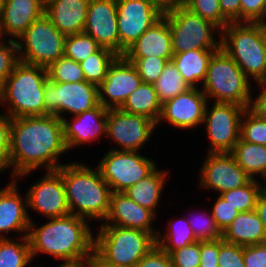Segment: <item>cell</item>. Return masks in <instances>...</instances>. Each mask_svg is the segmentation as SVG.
I'll list each match as a JSON object with an SVG mask.
<instances>
[{
  "mask_svg": "<svg viewBox=\"0 0 266 267\" xmlns=\"http://www.w3.org/2000/svg\"><path fill=\"white\" fill-rule=\"evenodd\" d=\"M68 151L62 119L54 115L12 118L10 130V172L22 179L42 167L57 170L59 157Z\"/></svg>",
  "mask_w": 266,
  "mask_h": 267,
  "instance_id": "1",
  "label": "cell"
},
{
  "mask_svg": "<svg viewBox=\"0 0 266 267\" xmlns=\"http://www.w3.org/2000/svg\"><path fill=\"white\" fill-rule=\"evenodd\" d=\"M30 221L27 237L32 259L40 253L62 261L92 256L94 234L91 224L89 226L86 219L70 213L62 217L49 218L45 224L39 226L33 220Z\"/></svg>",
  "mask_w": 266,
  "mask_h": 267,
  "instance_id": "2",
  "label": "cell"
},
{
  "mask_svg": "<svg viewBox=\"0 0 266 267\" xmlns=\"http://www.w3.org/2000/svg\"><path fill=\"white\" fill-rule=\"evenodd\" d=\"M57 171L61 174L69 211L87 221L104 222L110 209L111 189L98 167L70 162Z\"/></svg>",
  "mask_w": 266,
  "mask_h": 267,
  "instance_id": "3",
  "label": "cell"
},
{
  "mask_svg": "<svg viewBox=\"0 0 266 267\" xmlns=\"http://www.w3.org/2000/svg\"><path fill=\"white\" fill-rule=\"evenodd\" d=\"M47 79V68L19 61L1 84L0 105H5V113L11 118L44 116Z\"/></svg>",
  "mask_w": 266,
  "mask_h": 267,
  "instance_id": "4",
  "label": "cell"
},
{
  "mask_svg": "<svg viewBox=\"0 0 266 267\" xmlns=\"http://www.w3.org/2000/svg\"><path fill=\"white\" fill-rule=\"evenodd\" d=\"M221 48L256 83L266 81V26L260 22H230L221 31Z\"/></svg>",
  "mask_w": 266,
  "mask_h": 267,
  "instance_id": "5",
  "label": "cell"
},
{
  "mask_svg": "<svg viewBox=\"0 0 266 267\" xmlns=\"http://www.w3.org/2000/svg\"><path fill=\"white\" fill-rule=\"evenodd\" d=\"M252 87L251 80L222 48L213 54L201 87L208 101L249 108Z\"/></svg>",
  "mask_w": 266,
  "mask_h": 267,
  "instance_id": "6",
  "label": "cell"
},
{
  "mask_svg": "<svg viewBox=\"0 0 266 267\" xmlns=\"http://www.w3.org/2000/svg\"><path fill=\"white\" fill-rule=\"evenodd\" d=\"M156 237L139 229L99 225L94 252L111 264L134 267L154 246Z\"/></svg>",
  "mask_w": 266,
  "mask_h": 267,
  "instance_id": "7",
  "label": "cell"
},
{
  "mask_svg": "<svg viewBox=\"0 0 266 267\" xmlns=\"http://www.w3.org/2000/svg\"><path fill=\"white\" fill-rule=\"evenodd\" d=\"M163 16L168 20L174 54L198 49H221L222 30L183 4ZM215 34L220 36L218 40Z\"/></svg>",
  "mask_w": 266,
  "mask_h": 267,
  "instance_id": "8",
  "label": "cell"
},
{
  "mask_svg": "<svg viewBox=\"0 0 266 267\" xmlns=\"http://www.w3.org/2000/svg\"><path fill=\"white\" fill-rule=\"evenodd\" d=\"M65 38L44 14L16 40L19 61L48 68L64 56Z\"/></svg>",
  "mask_w": 266,
  "mask_h": 267,
  "instance_id": "9",
  "label": "cell"
},
{
  "mask_svg": "<svg viewBox=\"0 0 266 267\" xmlns=\"http://www.w3.org/2000/svg\"><path fill=\"white\" fill-rule=\"evenodd\" d=\"M45 115H54L60 119L65 113L78 115L96 107L98 86L87 82L59 83L49 78L44 86Z\"/></svg>",
  "mask_w": 266,
  "mask_h": 267,
  "instance_id": "10",
  "label": "cell"
},
{
  "mask_svg": "<svg viewBox=\"0 0 266 267\" xmlns=\"http://www.w3.org/2000/svg\"><path fill=\"white\" fill-rule=\"evenodd\" d=\"M139 151H116L112 147L97 164L111 191L124 192L149 175L156 162L142 156Z\"/></svg>",
  "mask_w": 266,
  "mask_h": 267,
  "instance_id": "11",
  "label": "cell"
},
{
  "mask_svg": "<svg viewBox=\"0 0 266 267\" xmlns=\"http://www.w3.org/2000/svg\"><path fill=\"white\" fill-rule=\"evenodd\" d=\"M205 108L203 125L209 139L208 153H231L240 139L243 106L213 102ZM209 106V107H208Z\"/></svg>",
  "mask_w": 266,
  "mask_h": 267,
  "instance_id": "12",
  "label": "cell"
},
{
  "mask_svg": "<svg viewBox=\"0 0 266 267\" xmlns=\"http://www.w3.org/2000/svg\"><path fill=\"white\" fill-rule=\"evenodd\" d=\"M156 123L138 114H131L121 108L108 109L106 137L119 145L116 151H139L155 131Z\"/></svg>",
  "mask_w": 266,
  "mask_h": 267,
  "instance_id": "13",
  "label": "cell"
},
{
  "mask_svg": "<svg viewBox=\"0 0 266 267\" xmlns=\"http://www.w3.org/2000/svg\"><path fill=\"white\" fill-rule=\"evenodd\" d=\"M116 4L120 56H123L146 30L163 17V13L147 0H116Z\"/></svg>",
  "mask_w": 266,
  "mask_h": 267,
  "instance_id": "14",
  "label": "cell"
},
{
  "mask_svg": "<svg viewBox=\"0 0 266 267\" xmlns=\"http://www.w3.org/2000/svg\"><path fill=\"white\" fill-rule=\"evenodd\" d=\"M199 173V187L214 190L219 195L252 179L231 153H207Z\"/></svg>",
  "mask_w": 266,
  "mask_h": 267,
  "instance_id": "15",
  "label": "cell"
},
{
  "mask_svg": "<svg viewBox=\"0 0 266 267\" xmlns=\"http://www.w3.org/2000/svg\"><path fill=\"white\" fill-rule=\"evenodd\" d=\"M141 83L142 79L134 65L124 56H117L98 86V103L106 109L121 108Z\"/></svg>",
  "mask_w": 266,
  "mask_h": 267,
  "instance_id": "16",
  "label": "cell"
},
{
  "mask_svg": "<svg viewBox=\"0 0 266 267\" xmlns=\"http://www.w3.org/2000/svg\"><path fill=\"white\" fill-rule=\"evenodd\" d=\"M43 174L26 192L28 211H36L47 219L70 214L61 174L57 170Z\"/></svg>",
  "mask_w": 266,
  "mask_h": 267,
  "instance_id": "17",
  "label": "cell"
},
{
  "mask_svg": "<svg viewBox=\"0 0 266 267\" xmlns=\"http://www.w3.org/2000/svg\"><path fill=\"white\" fill-rule=\"evenodd\" d=\"M207 103L208 98L203 91L199 87H191L162 104L156 128L161 122L169 123L180 130L196 128L203 124Z\"/></svg>",
  "mask_w": 266,
  "mask_h": 267,
  "instance_id": "18",
  "label": "cell"
},
{
  "mask_svg": "<svg viewBox=\"0 0 266 267\" xmlns=\"http://www.w3.org/2000/svg\"><path fill=\"white\" fill-rule=\"evenodd\" d=\"M84 32L120 56L116 0H89Z\"/></svg>",
  "mask_w": 266,
  "mask_h": 267,
  "instance_id": "19",
  "label": "cell"
},
{
  "mask_svg": "<svg viewBox=\"0 0 266 267\" xmlns=\"http://www.w3.org/2000/svg\"><path fill=\"white\" fill-rule=\"evenodd\" d=\"M107 112L103 105L98 104L91 110L72 116V120L62 118L64 139L68 151L83 144L99 141L106 137ZM99 139V140H98Z\"/></svg>",
  "mask_w": 266,
  "mask_h": 267,
  "instance_id": "20",
  "label": "cell"
},
{
  "mask_svg": "<svg viewBox=\"0 0 266 267\" xmlns=\"http://www.w3.org/2000/svg\"><path fill=\"white\" fill-rule=\"evenodd\" d=\"M17 179H11L0 189V239L9 238L6 232H19L28 236L30 217L27 194L19 192Z\"/></svg>",
  "mask_w": 266,
  "mask_h": 267,
  "instance_id": "21",
  "label": "cell"
},
{
  "mask_svg": "<svg viewBox=\"0 0 266 267\" xmlns=\"http://www.w3.org/2000/svg\"><path fill=\"white\" fill-rule=\"evenodd\" d=\"M155 214L130 199L124 192L111 191L108 216L101 225H114L125 228L139 229L157 237L154 229Z\"/></svg>",
  "mask_w": 266,
  "mask_h": 267,
  "instance_id": "22",
  "label": "cell"
},
{
  "mask_svg": "<svg viewBox=\"0 0 266 267\" xmlns=\"http://www.w3.org/2000/svg\"><path fill=\"white\" fill-rule=\"evenodd\" d=\"M45 3L46 0H5L0 18V37L16 41L45 14Z\"/></svg>",
  "mask_w": 266,
  "mask_h": 267,
  "instance_id": "23",
  "label": "cell"
},
{
  "mask_svg": "<svg viewBox=\"0 0 266 267\" xmlns=\"http://www.w3.org/2000/svg\"><path fill=\"white\" fill-rule=\"evenodd\" d=\"M172 38L168 20L163 16L146 30L124 53L125 58L156 56L171 61Z\"/></svg>",
  "mask_w": 266,
  "mask_h": 267,
  "instance_id": "24",
  "label": "cell"
},
{
  "mask_svg": "<svg viewBox=\"0 0 266 267\" xmlns=\"http://www.w3.org/2000/svg\"><path fill=\"white\" fill-rule=\"evenodd\" d=\"M89 0H46L45 15L63 34L84 32Z\"/></svg>",
  "mask_w": 266,
  "mask_h": 267,
  "instance_id": "25",
  "label": "cell"
},
{
  "mask_svg": "<svg viewBox=\"0 0 266 267\" xmlns=\"http://www.w3.org/2000/svg\"><path fill=\"white\" fill-rule=\"evenodd\" d=\"M222 239L239 246H251L266 242V230L255 210L239 212L223 231Z\"/></svg>",
  "mask_w": 266,
  "mask_h": 267,
  "instance_id": "26",
  "label": "cell"
},
{
  "mask_svg": "<svg viewBox=\"0 0 266 267\" xmlns=\"http://www.w3.org/2000/svg\"><path fill=\"white\" fill-rule=\"evenodd\" d=\"M168 173L169 171L156 167L145 178L126 189L124 193L137 204L151 210L157 217L156 209L162 197Z\"/></svg>",
  "mask_w": 266,
  "mask_h": 267,
  "instance_id": "27",
  "label": "cell"
},
{
  "mask_svg": "<svg viewBox=\"0 0 266 267\" xmlns=\"http://www.w3.org/2000/svg\"><path fill=\"white\" fill-rule=\"evenodd\" d=\"M220 49L189 50L174 54L171 61L190 87L197 88L206 79L208 64L213 54Z\"/></svg>",
  "mask_w": 266,
  "mask_h": 267,
  "instance_id": "28",
  "label": "cell"
},
{
  "mask_svg": "<svg viewBox=\"0 0 266 267\" xmlns=\"http://www.w3.org/2000/svg\"><path fill=\"white\" fill-rule=\"evenodd\" d=\"M121 109L131 114L143 115L157 123L162 109L154 85L142 82L140 86L129 95Z\"/></svg>",
  "mask_w": 266,
  "mask_h": 267,
  "instance_id": "29",
  "label": "cell"
},
{
  "mask_svg": "<svg viewBox=\"0 0 266 267\" xmlns=\"http://www.w3.org/2000/svg\"><path fill=\"white\" fill-rule=\"evenodd\" d=\"M231 154L252 179L259 180V175L263 178L266 173V145L246 142L240 138Z\"/></svg>",
  "mask_w": 266,
  "mask_h": 267,
  "instance_id": "30",
  "label": "cell"
},
{
  "mask_svg": "<svg viewBox=\"0 0 266 267\" xmlns=\"http://www.w3.org/2000/svg\"><path fill=\"white\" fill-rule=\"evenodd\" d=\"M168 223L166 233L162 234L159 230L156 237V244L168 254L198 241L187 218L178 217Z\"/></svg>",
  "mask_w": 266,
  "mask_h": 267,
  "instance_id": "31",
  "label": "cell"
},
{
  "mask_svg": "<svg viewBox=\"0 0 266 267\" xmlns=\"http://www.w3.org/2000/svg\"><path fill=\"white\" fill-rule=\"evenodd\" d=\"M0 239V267H30L33 261L27 236ZM21 241V242H20Z\"/></svg>",
  "mask_w": 266,
  "mask_h": 267,
  "instance_id": "32",
  "label": "cell"
},
{
  "mask_svg": "<svg viewBox=\"0 0 266 267\" xmlns=\"http://www.w3.org/2000/svg\"><path fill=\"white\" fill-rule=\"evenodd\" d=\"M153 85L162 104L191 88L172 61H168Z\"/></svg>",
  "mask_w": 266,
  "mask_h": 267,
  "instance_id": "33",
  "label": "cell"
},
{
  "mask_svg": "<svg viewBox=\"0 0 266 267\" xmlns=\"http://www.w3.org/2000/svg\"><path fill=\"white\" fill-rule=\"evenodd\" d=\"M117 56L112 50L101 47L97 52L80 62L85 81L99 86L106 77L110 64Z\"/></svg>",
  "mask_w": 266,
  "mask_h": 267,
  "instance_id": "34",
  "label": "cell"
},
{
  "mask_svg": "<svg viewBox=\"0 0 266 267\" xmlns=\"http://www.w3.org/2000/svg\"><path fill=\"white\" fill-rule=\"evenodd\" d=\"M260 180L251 179L247 184L220 194L239 212L253 211L263 191Z\"/></svg>",
  "mask_w": 266,
  "mask_h": 267,
  "instance_id": "35",
  "label": "cell"
},
{
  "mask_svg": "<svg viewBox=\"0 0 266 267\" xmlns=\"http://www.w3.org/2000/svg\"><path fill=\"white\" fill-rule=\"evenodd\" d=\"M100 48L98 42L85 32L66 35L64 56L80 63Z\"/></svg>",
  "mask_w": 266,
  "mask_h": 267,
  "instance_id": "36",
  "label": "cell"
},
{
  "mask_svg": "<svg viewBox=\"0 0 266 267\" xmlns=\"http://www.w3.org/2000/svg\"><path fill=\"white\" fill-rule=\"evenodd\" d=\"M48 78L52 82L71 83L85 81L80 64L65 56L60 57L47 68Z\"/></svg>",
  "mask_w": 266,
  "mask_h": 267,
  "instance_id": "37",
  "label": "cell"
},
{
  "mask_svg": "<svg viewBox=\"0 0 266 267\" xmlns=\"http://www.w3.org/2000/svg\"><path fill=\"white\" fill-rule=\"evenodd\" d=\"M240 138L246 142L266 145V120L246 108L242 114Z\"/></svg>",
  "mask_w": 266,
  "mask_h": 267,
  "instance_id": "38",
  "label": "cell"
},
{
  "mask_svg": "<svg viewBox=\"0 0 266 267\" xmlns=\"http://www.w3.org/2000/svg\"><path fill=\"white\" fill-rule=\"evenodd\" d=\"M205 211L206 210L195 216L192 215V217L188 215L190 219L187 218L196 239L198 241H208L222 238L223 232L218 227L212 213L210 212V214H208L207 211L204 213Z\"/></svg>",
  "mask_w": 266,
  "mask_h": 267,
  "instance_id": "39",
  "label": "cell"
},
{
  "mask_svg": "<svg viewBox=\"0 0 266 267\" xmlns=\"http://www.w3.org/2000/svg\"><path fill=\"white\" fill-rule=\"evenodd\" d=\"M183 5L221 30L230 23L221 13L219 0H186Z\"/></svg>",
  "mask_w": 266,
  "mask_h": 267,
  "instance_id": "40",
  "label": "cell"
},
{
  "mask_svg": "<svg viewBox=\"0 0 266 267\" xmlns=\"http://www.w3.org/2000/svg\"><path fill=\"white\" fill-rule=\"evenodd\" d=\"M126 59L134 65L142 82L149 84H154L158 80L165 65L168 63L166 58L156 56Z\"/></svg>",
  "mask_w": 266,
  "mask_h": 267,
  "instance_id": "41",
  "label": "cell"
},
{
  "mask_svg": "<svg viewBox=\"0 0 266 267\" xmlns=\"http://www.w3.org/2000/svg\"><path fill=\"white\" fill-rule=\"evenodd\" d=\"M0 37V83L13 72L19 62L18 45L15 40Z\"/></svg>",
  "mask_w": 266,
  "mask_h": 267,
  "instance_id": "42",
  "label": "cell"
},
{
  "mask_svg": "<svg viewBox=\"0 0 266 267\" xmlns=\"http://www.w3.org/2000/svg\"><path fill=\"white\" fill-rule=\"evenodd\" d=\"M169 255L173 267H199L200 241L184 246L181 249L174 250Z\"/></svg>",
  "mask_w": 266,
  "mask_h": 267,
  "instance_id": "43",
  "label": "cell"
},
{
  "mask_svg": "<svg viewBox=\"0 0 266 267\" xmlns=\"http://www.w3.org/2000/svg\"><path fill=\"white\" fill-rule=\"evenodd\" d=\"M218 267H245L243 246L228 243L220 238Z\"/></svg>",
  "mask_w": 266,
  "mask_h": 267,
  "instance_id": "44",
  "label": "cell"
},
{
  "mask_svg": "<svg viewBox=\"0 0 266 267\" xmlns=\"http://www.w3.org/2000/svg\"><path fill=\"white\" fill-rule=\"evenodd\" d=\"M12 118L0 113V172L10 168V130Z\"/></svg>",
  "mask_w": 266,
  "mask_h": 267,
  "instance_id": "45",
  "label": "cell"
},
{
  "mask_svg": "<svg viewBox=\"0 0 266 267\" xmlns=\"http://www.w3.org/2000/svg\"><path fill=\"white\" fill-rule=\"evenodd\" d=\"M213 204L211 209L212 216L220 230L223 232L237 217L239 211L220 195L217 196V199Z\"/></svg>",
  "mask_w": 266,
  "mask_h": 267,
  "instance_id": "46",
  "label": "cell"
},
{
  "mask_svg": "<svg viewBox=\"0 0 266 267\" xmlns=\"http://www.w3.org/2000/svg\"><path fill=\"white\" fill-rule=\"evenodd\" d=\"M240 22H260L263 24L265 0H240Z\"/></svg>",
  "mask_w": 266,
  "mask_h": 267,
  "instance_id": "47",
  "label": "cell"
},
{
  "mask_svg": "<svg viewBox=\"0 0 266 267\" xmlns=\"http://www.w3.org/2000/svg\"><path fill=\"white\" fill-rule=\"evenodd\" d=\"M134 267H173L170 255L154 246Z\"/></svg>",
  "mask_w": 266,
  "mask_h": 267,
  "instance_id": "48",
  "label": "cell"
},
{
  "mask_svg": "<svg viewBox=\"0 0 266 267\" xmlns=\"http://www.w3.org/2000/svg\"><path fill=\"white\" fill-rule=\"evenodd\" d=\"M220 239L200 241L199 267H218Z\"/></svg>",
  "mask_w": 266,
  "mask_h": 267,
  "instance_id": "49",
  "label": "cell"
},
{
  "mask_svg": "<svg viewBox=\"0 0 266 267\" xmlns=\"http://www.w3.org/2000/svg\"><path fill=\"white\" fill-rule=\"evenodd\" d=\"M245 267H266V242L243 247Z\"/></svg>",
  "mask_w": 266,
  "mask_h": 267,
  "instance_id": "50",
  "label": "cell"
},
{
  "mask_svg": "<svg viewBox=\"0 0 266 267\" xmlns=\"http://www.w3.org/2000/svg\"><path fill=\"white\" fill-rule=\"evenodd\" d=\"M259 84V85H258ZM261 88L256 98H251L249 109L259 118L266 120V81L256 83Z\"/></svg>",
  "mask_w": 266,
  "mask_h": 267,
  "instance_id": "51",
  "label": "cell"
},
{
  "mask_svg": "<svg viewBox=\"0 0 266 267\" xmlns=\"http://www.w3.org/2000/svg\"><path fill=\"white\" fill-rule=\"evenodd\" d=\"M222 15L229 22H240V0H219Z\"/></svg>",
  "mask_w": 266,
  "mask_h": 267,
  "instance_id": "52",
  "label": "cell"
},
{
  "mask_svg": "<svg viewBox=\"0 0 266 267\" xmlns=\"http://www.w3.org/2000/svg\"><path fill=\"white\" fill-rule=\"evenodd\" d=\"M155 6L160 12L166 14L179 6L181 3L178 0H147Z\"/></svg>",
  "mask_w": 266,
  "mask_h": 267,
  "instance_id": "53",
  "label": "cell"
},
{
  "mask_svg": "<svg viewBox=\"0 0 266 267\" xmlns=\"http://www.w3.org/2000/svg\"><path fill=\"white\" fill-rule=\"evenodd\" d=\"M255 211L261 219L263 226L266 230V190H263L259 195L257 204L255 206Z\"/></svg>",
  "mask_w": 266,
  "mask_h": 267,
  "instance_id": "54",
  "label": "cell"
},
{
  "mask_svg": "<svg viewBox=\"0 0 266 267\" xmlns=\"http://www.w3.org/2000/svg\"><path fill=\"white\" fill-rule=\"evenodd\" d=\"M57 267H92L90 258H83L70 261H62V264L57 265Z\"/></svg>",
  "mask_w": 266,
  "mask_h": 267,
  "instance_id": "55",
  "label": "cell"
},
{
  "mask_svg": "<svg viewBox=\"0 0 266 267\" xmlns=\"http://www.w3.org/2000/svg\"><path fill=\"white\" fill-rule=\"evenodd\" d=\"M90 261H91L92 267H127V266H120V265H115V264L106 262L102 260L95 252H93L92 256L90 257Z\"/></svg>",
  "mask_w": 266,
  "mask_h": 267,
  "instance_id": "56",
  "label": "cell"
},
{
  "mask_svg": "<svg viewBox=\"0 0 266 267\" xmlns=\"http://www.w3.org/2000/svg\"><path fill=\"white\" fill-rule=\"evenodd\" d=\"M263 25L266 26V0H265L264 9H263Z\"/></svg>",
  "mask_w": 266,
  "mask_h": 267,
  "instance_id": "57",
  "label": "cell"
},
{
  "mask_svg": "<svg viewBox=\"0 0 266 267\" xmlns=\"http://www.w3.org/2000/svg\"><path fill=\"white\" fill-rule=\"evenodd\" d=\"M4 3H5V0H0V18L3 12Z\"/></svg>",
  "mask_w": 266,
  "mask_h": 267,
  "instance_id": "58",
  "label": "cell"
},
{
  "mask_svg": "<svg viewBox=\"0 0 266 267\" xmlns=\"http://www.w3.org/2000/svg\"><path fill=\"white\" fill-rule=\"evenodd\" d=\"M262 180H265V182H264L263 184H262V182H261V185H262V187H263V190H266V173H265V175L263 176Z\"/></svg>",
  "mask_w": 266,
  "mask_h": 267,
  "instance_id": "59",
  "label": "cell"
},
{
  "mask_svg": "<svg viewBox=\"0 0 266 267\" xmlns=\"http://www.w3.org/2000/svg\"><path fill=\"white\" fill-rule=\"evenodd\" d=\"M181 4H183L186 0H178Z\"/></svg>",
  "mask_w": 266,
  "mask_h": 267,
  "instance_id": "60",
  "label": "cell"
}]
</instances>
